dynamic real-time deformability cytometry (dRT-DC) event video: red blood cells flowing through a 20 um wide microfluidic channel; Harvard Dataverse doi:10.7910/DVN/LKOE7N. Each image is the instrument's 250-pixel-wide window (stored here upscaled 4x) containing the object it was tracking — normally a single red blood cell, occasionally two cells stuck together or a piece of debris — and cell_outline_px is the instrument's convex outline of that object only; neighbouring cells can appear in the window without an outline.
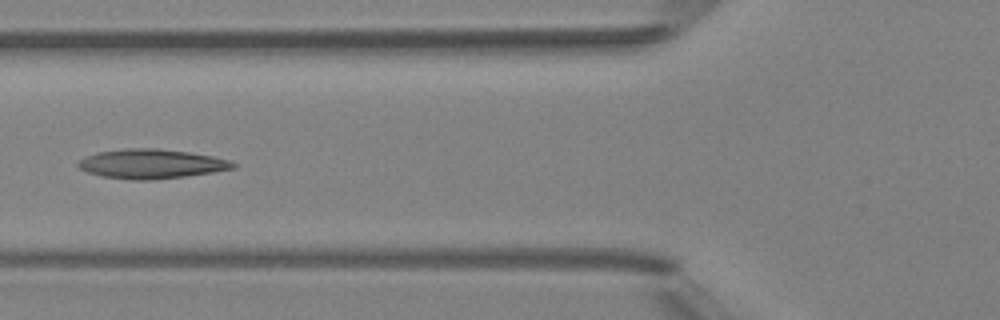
{"species": "Egyptian fruit bat (a non-hibernating species)", "species_latin": "Rousettus aegyptiacus", "temperature_condition": "room temperature", "stored_images_in_passage": 6, "camera_frame_rate_fps": 3000, "um_per_image_px": 0.085, "animal": {"sex": "female"}, "frame": {"image": 1, "passage_image": 5, "time_ms": 5.667, "image_size_px": [1000, 320], "cell_outline_px": [[236, 168], [212, 172], [184, 176], [148, 180], [132, 180], [100, 176], [88, 172], [80, 168], [76, 164], [84, 156], [96, 152], [124, 148], [156, 148], [188, 152], [212, 156], [228, 160], [236, 164]], "centroid_in_image_um": [12.81, 13.92], "position_along_channel_um": 113.0, "area_um2": 26.47}}
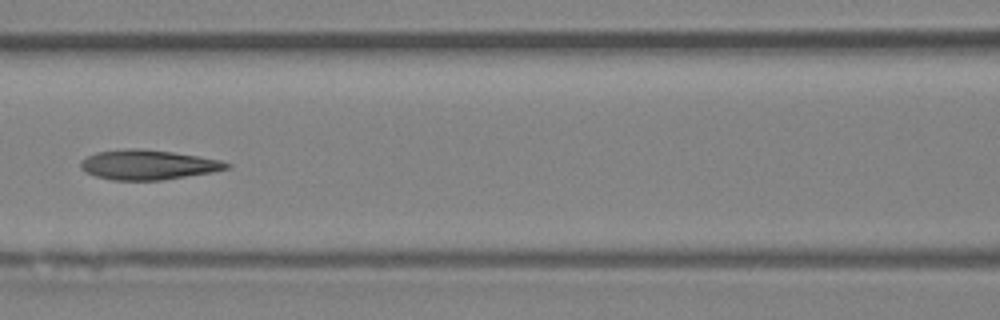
{"frame": {"image": 2, "passage_image": 6, "time_ms": 6.667, "image_size_px": [1000, 320], "cell_outline_px": [[232, 168], [212, 172], [160, 180], [112, 180], [96, 176], [84, 172], [80, 168], [80, 160], [96, 152], [124, 148], [140, 148], [172, 152], [220, 160], [232, 164]], "centroid_in_image_um": [12.55, 14.0], "position_along_channel_um": 154.0, "area_um2": 25.37}}